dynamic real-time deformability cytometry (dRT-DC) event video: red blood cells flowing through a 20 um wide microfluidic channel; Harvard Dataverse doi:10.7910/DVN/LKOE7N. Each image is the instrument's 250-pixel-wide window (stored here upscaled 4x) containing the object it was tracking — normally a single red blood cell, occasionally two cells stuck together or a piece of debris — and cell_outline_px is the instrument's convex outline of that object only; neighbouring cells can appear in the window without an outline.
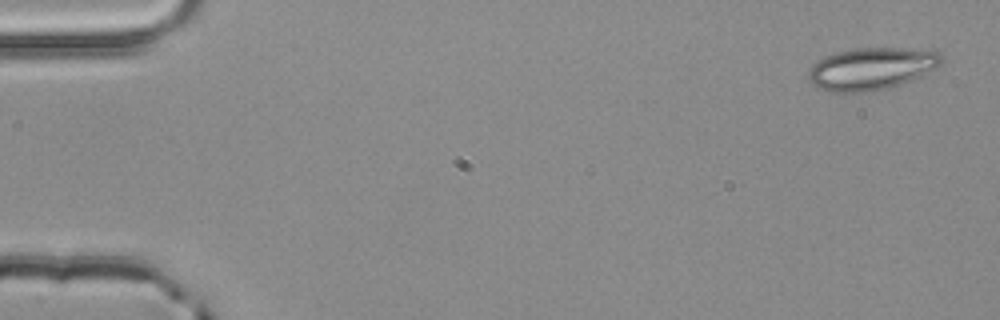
{"species": "common noctule bat (a hibernating species)", "species_latin": "Nyctalus noctula", "temperature_condition": "room temperature", "stored_images_in_passage": 4, "camera_frame_rate_fps": 3000, "um_per_image_px": 0.085, "animal": {"sex": "male", "body_mass_g": 20.4}, "frame": {"image": 1, "passage_image": 1, "time_ms": 0.0, "image_size_px": [1000, 320], "cell_outline_px": [[944, 60], [936, 68], [912, 80], [888, 88], [868, 92], [828, 92], [812, 84], [808, 80], [808, 72], [812, 64], [824, 56], [836, 52], [856, 48], [904, 48], [940, 52]], "centroid_in_image_um": [74.05, 5.84], "position_along_channel_um": 10.9, "area_um2": 32.89}}